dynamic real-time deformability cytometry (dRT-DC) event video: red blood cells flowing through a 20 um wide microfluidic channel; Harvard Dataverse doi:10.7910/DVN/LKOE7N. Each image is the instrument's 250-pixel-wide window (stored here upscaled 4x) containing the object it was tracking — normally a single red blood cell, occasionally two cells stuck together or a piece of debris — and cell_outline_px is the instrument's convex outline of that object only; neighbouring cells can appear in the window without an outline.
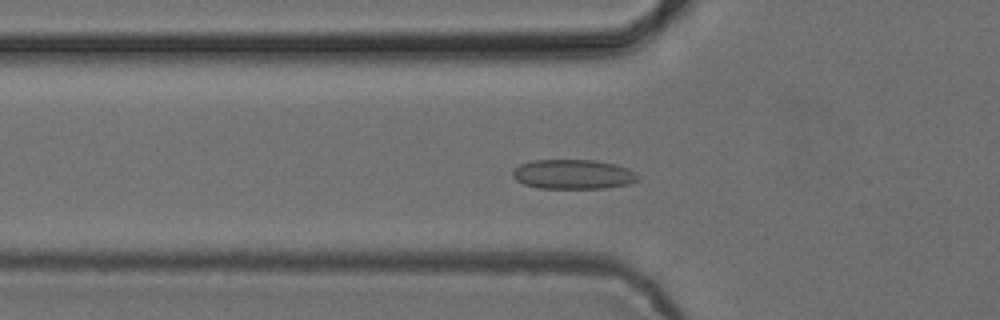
{"species": "common noctule bat (a hibernating species)", "species_latin": "Nyctalus noctula", "temperature_condition": "cold", "stored_images_in_passage": 39, "camera_frame_rate_fps": 3000, "um_per_image_px": 0.085, "animal": {"sex": "female", "body_mass_g": 24.6, "forearm_length_mm": 56.2}, "frame": {"image": 1, "passage_image": 7, "time_ms": 2.0, "image_size_px": [1000, 320], "cell_outline_px": [[640, 180], [628, 184], [604, 188], [540, 188], [524, 184], [516, 180], [512, 176], [512, 172], [520, 164], [532, 160], [596, 160], [616, 164], [628, 168], [636, 172], [640, 176]], "centroid_in_image_um": [48.76, 14.81], "position_along_channel_um": 77.0, "area_um2": 21.73}}
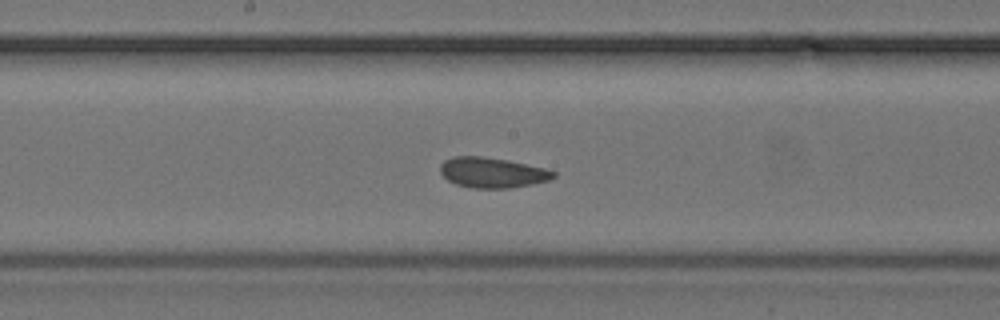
{"frame": {"image": 2, "passage_image": 17, "time_ms": 5.333, "image_size_px": [1000, 320], "cell_outline_px": [[556, 176], [548, 180], [532, 184], [508, 188], [472, 188], [456, 184], [448, 180], [440, 172], [440, 164], [444, 160], [452, 156], [484, 156], [508, 160], [544, 168], [556, 172]], "centroid_in_image_um": [41.82, 14.66], "position_along_channel_um": 206.4, "area_um2": 20.0}}
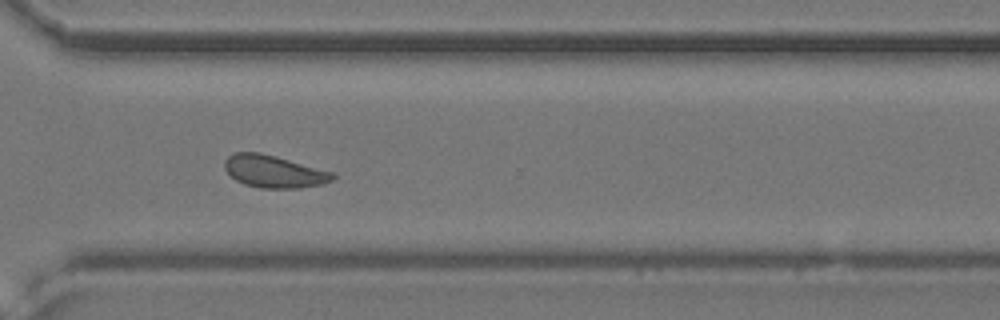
{"frame": {"image": 3, "passage_image": 28, "time_ms": 9.0, "image_size_px": [1000, 320], "cell_outline_px": [[336, 176], [332, 180], [324, 184], [300, 188], [260, 188], [244, 184], [236, 180], [224, 168], [224, 160], [228, 156], [236, 152], [260, 152], [276, 156], [336, 172]], "centroid_in_image_um": [23.33, 14.57], "position_along_channel_um": 347.3, "area_um2": 20.63}, "authors_computed_cell_mechanics": {"area_um2": 20.1144, "velocity_mm_per_s": 3.8535, "shape_relaxation_time_tau1_ms": 4.5834, "shape_relaxation_time_tau2_ms": 1.3424, "deformation_change_tau1": 0.0817, "deformation_change_tau2": 0.0685}}